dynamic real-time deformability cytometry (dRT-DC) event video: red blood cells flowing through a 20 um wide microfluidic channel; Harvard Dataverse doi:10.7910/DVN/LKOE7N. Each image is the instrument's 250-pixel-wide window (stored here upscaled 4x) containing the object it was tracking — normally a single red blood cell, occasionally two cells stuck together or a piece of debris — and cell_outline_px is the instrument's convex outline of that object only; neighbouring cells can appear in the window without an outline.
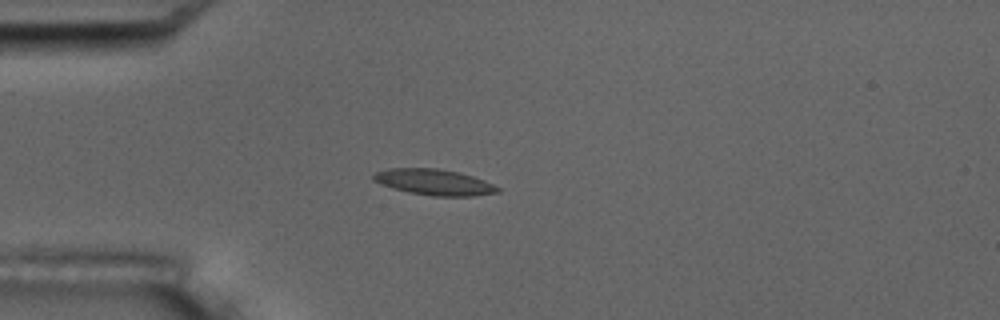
{"species": "common noctule bat (a hibernating species)", "species_latin": "Nyctalus noctula", "temperature_condition": "room temperature", "stored_images_in_passage": 7, "camera_frame_rate_fps": 3000, "um_per_image_px": 0.085, "animal": {"sex": "male", "body_mass_g": 17.5, "forearm_length_mm": 52.3}, "frame": {"image": 1, "passage_image": 4, "time_ms": 1.0, "image_size_px": [1000, 320], "cell_outline_px": [[500, 192], [476, 196], [432, 196], [408, 192], [380, 184], [372, 180], [372, 176], [376, 172], [388, 168], [436, 168], [456, 172], [472, 176], [484, 180], [500, 188]], "centroid_in_image_um": [36.89, 15.49], "position_along_channel_um": 48.1, "area_um2": 18.73}}